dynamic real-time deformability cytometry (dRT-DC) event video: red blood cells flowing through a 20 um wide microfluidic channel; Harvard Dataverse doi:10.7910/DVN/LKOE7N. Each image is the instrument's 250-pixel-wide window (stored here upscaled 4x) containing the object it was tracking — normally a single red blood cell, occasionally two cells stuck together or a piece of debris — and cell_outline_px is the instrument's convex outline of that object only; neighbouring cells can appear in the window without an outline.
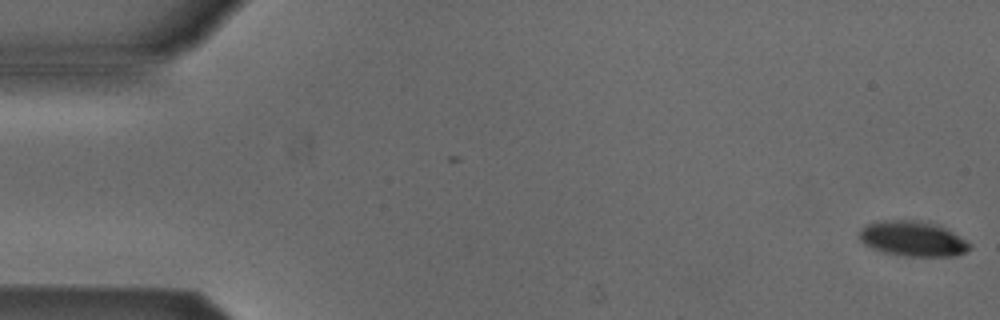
{"species": "Egyptian fruit bat (a non-hibernating species)", "species_latin": "Rousettus aegyptiacus", "temperature_condition": "cold", "stored_images_in_passage": 5, "segment_of_instrument_passage": [1, 2], "camera_frame_rate_fps": 3000, "um_per_image_px": 0.085, "animal": {"sex": "male"}, "frame": {"image": 1, "passage_image": 1, "time_ms": 0.0, "image_size_px": [1000, 320], "cell_outline_px": [[972, 248], [956, 256], [904, 256], [884, 252], [872, 248], [864, 244], [860, 240], [860, 228], [864, 224], [876, 220], [920, 220], [936, 224], [952, 232], [972, 244]], "centroid_in_image_um": [77.56, 20.28], "position_along_channel_um": 7.4, "area_um2": 22.77}}
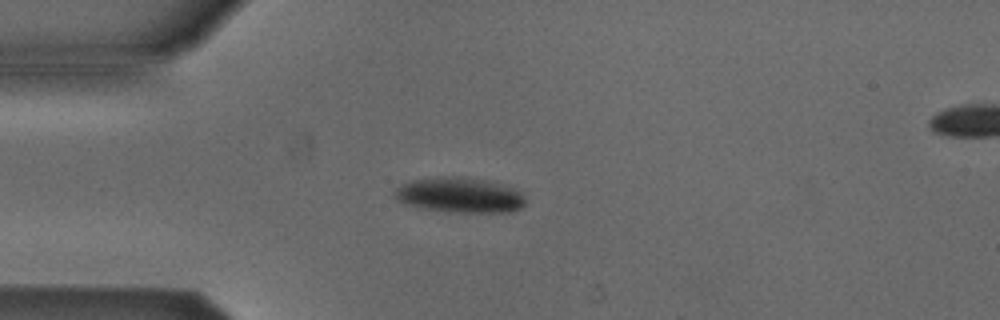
{"frame": {"image": 2, "passage_image": 4, "time_ms": 4.333, "image_size_px": [1000, 320], "cell_outline_px": [[524, 204], [520, 208], [512, 212], [456, 212], [420, 208], [404, 204], [396, 200], [392, 196], [396, 188], [400, 184], [412, 180], [444, 176], [456, 176], [488, 180], [512, 188], [520, 192], [524, 196]], "centroid_in_image_um": [39.02, 16.58], "position_along_channel_um": 46.0, "area_um2": 26.93}}